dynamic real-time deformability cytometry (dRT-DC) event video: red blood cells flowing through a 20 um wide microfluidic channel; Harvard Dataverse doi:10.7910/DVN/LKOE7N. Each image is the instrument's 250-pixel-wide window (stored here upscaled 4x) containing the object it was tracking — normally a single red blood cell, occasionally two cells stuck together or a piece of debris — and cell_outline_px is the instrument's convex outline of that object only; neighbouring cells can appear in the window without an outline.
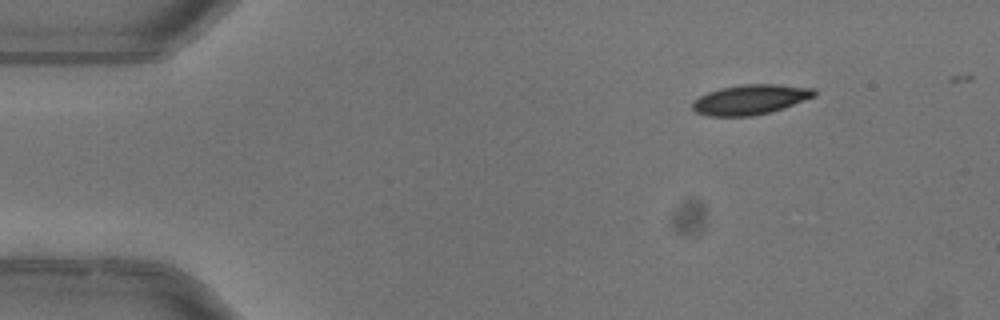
{"species": "common noctule bat (a hibernating species)", "species_latin": "Nyctalus noctula", "temperature_condition": "warm", "stored_images_in_passage": 3, "camera_frame_rate_fps": 3000, "um_per_image_px": 0.085, "animal": {"sex": "female"}, "frame": {"image": 1, "passage_image": 1, "time_ms": 0.0, "image_size_px": [1000, 320], "cell_outline_px": [[816, 96], [784, 108], [752, 116], [708, 116], [696, 112], [692, 108], [692, 100], [708, 92], [720, 88], [744, 84], [776, 84], [816, 88]], "centroid_in_image_um": [63.79, 8.46], "position_along_channel_um": 21.2, "area_um2": 21.33}}
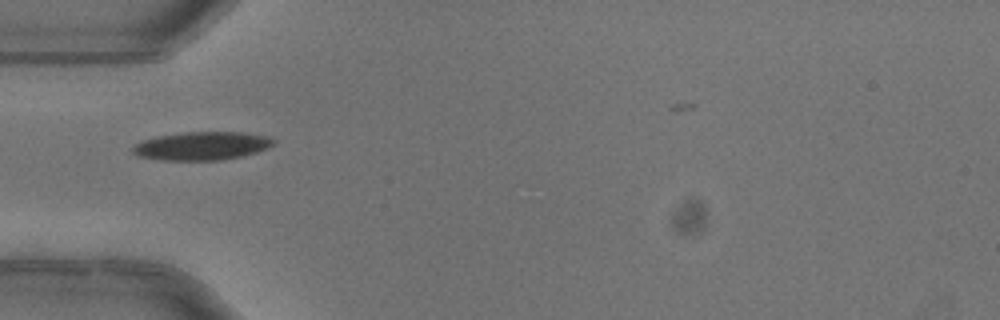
{"frame": {"image": 2, "passage_image": 3, "time_ms": 0.667, "image_size_px": [1000, 320], "cell_outline_px": [[276, 140], [268, 148], [256, 152], [240, 156], [220, 160], [164, 160], [136, 156], [132, 152], [132, 148], [136, 144], [144, 140], [156, 136], [184, 132], [244, 132], [268, 136]], "centroid_in_image_um": [17.15, 12.39], "position_along_channel_um": 67.8, "area_um2": 23.18}}